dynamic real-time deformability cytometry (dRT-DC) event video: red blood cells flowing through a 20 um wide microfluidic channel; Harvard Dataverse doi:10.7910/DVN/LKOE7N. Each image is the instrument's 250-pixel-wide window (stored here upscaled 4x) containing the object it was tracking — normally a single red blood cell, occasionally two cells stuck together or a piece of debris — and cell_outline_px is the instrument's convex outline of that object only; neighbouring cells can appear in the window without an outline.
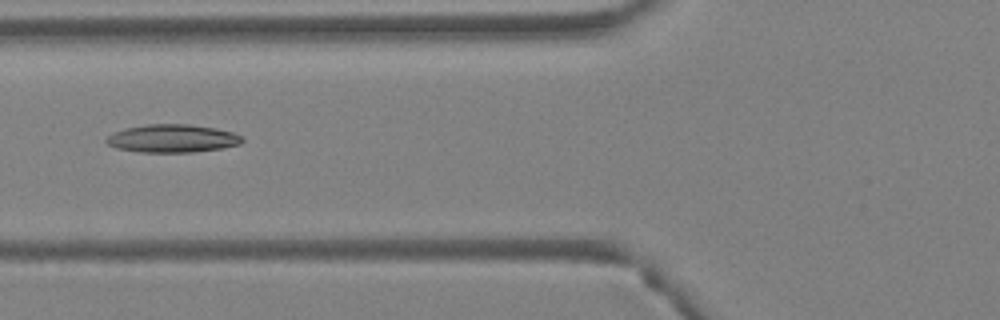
{"species": "Egyptian fruit bat (a non-hibernating species)", "species_latin": "Rousettus aegyptiacus", "temperature_condition": "warm", "stored_images_in_passage": 6, "camera_frame_rate_fps": 3000, "um_per_image_px": 0.085, "animal": {"sex": "female"}, "frame": {"image": 1, "passage_image": 6, "time_ms": 1.667, "image_size_px": [1000, 320], "cell_outline_px": [[244, 140], [240, 144], [224, 148], [192, 152], [140, 152], [116, 148], [108, 144], [104, 140], [108, 136], [124, 128], [148, 124], [188, 124], [216, 128], [232, 132], [240, 136]], "centroid_in_image_um": [14.66, 11.77], "position_along_channel_um": 111.1, "area_um2": 22.14}}